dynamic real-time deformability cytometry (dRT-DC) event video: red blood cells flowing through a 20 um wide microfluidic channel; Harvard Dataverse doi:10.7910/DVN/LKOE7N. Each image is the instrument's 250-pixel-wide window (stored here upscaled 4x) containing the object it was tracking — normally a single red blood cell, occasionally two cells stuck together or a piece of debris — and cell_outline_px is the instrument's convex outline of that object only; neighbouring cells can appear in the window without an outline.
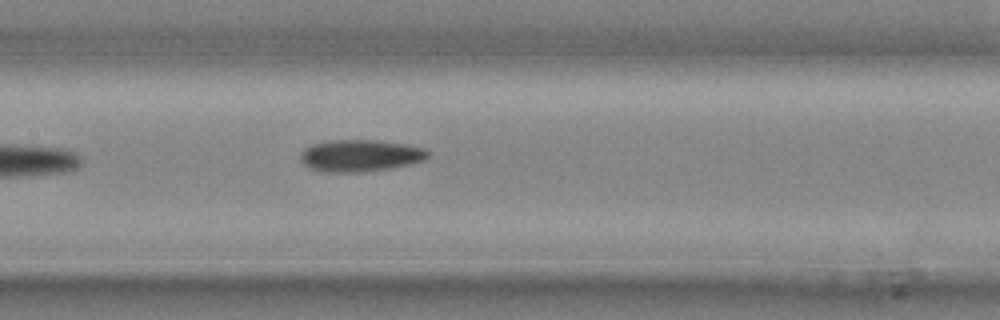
{"species": "common noctule bat (a hibernating species)", "species_latin": "Nyctalus noctula", "temperature_condition": "cold", "stored_images_in_passage": 13, "camera_frame_rate_fps": 3000, "um_per_image_px": 0.085, "animal": {"sex": "male", "body_mass_g": 20.4}, "frame": {"image": 1, "passage_image": 13, "time_ms": 4.0, "image_size_px": [1000, 320], "cell_outline_px": [[432, 152], [424, 160], [412, 164], [392, 168], [360, 172], [324, 172], [308, 168], [300, 160], [300, 152], [304, 148], [312, 144], [332, 140], [376, 140], [404, 144], [424, 148]], "centroid_in_image_um": [30.62, 13.23], "position_along_channel_um": 176.8, "area_um2": 23.93}}